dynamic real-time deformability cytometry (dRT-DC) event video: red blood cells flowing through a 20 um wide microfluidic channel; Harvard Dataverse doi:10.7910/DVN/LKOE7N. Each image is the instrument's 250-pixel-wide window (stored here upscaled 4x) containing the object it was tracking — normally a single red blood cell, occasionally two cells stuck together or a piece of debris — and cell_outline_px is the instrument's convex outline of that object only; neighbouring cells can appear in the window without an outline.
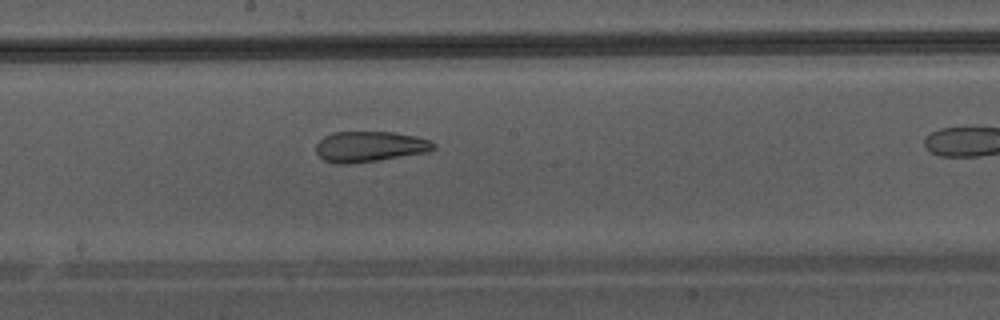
{"species": "Egyptian fruit bat (a non-hibernating species)", "species_latin": "Rousettus aegyptiacus", "temperature_condition": "warm", "stored_images_in_passage": 30, "camera_frame_rate_fps": 3000, "um_per_image_px": 0.085, "animal": {"sex": "male"}, "frame": {"image": 1, "passage_image": 18, "time_ms": 5.667, "image_size_px": [1000, 320], "cell_outline_px": [[436, 148], [432, 152], [348, 164], [336, 164], [324, 160], [316, 152], [316, 144], [324, 136], [332, 132], [392, 132], [416, 136], [428, 140], [436, 144]], "centroid_in_image_um": [31.45, 12.46], "position_along_channel_um": 216.8, "area_um2": 21.04}}